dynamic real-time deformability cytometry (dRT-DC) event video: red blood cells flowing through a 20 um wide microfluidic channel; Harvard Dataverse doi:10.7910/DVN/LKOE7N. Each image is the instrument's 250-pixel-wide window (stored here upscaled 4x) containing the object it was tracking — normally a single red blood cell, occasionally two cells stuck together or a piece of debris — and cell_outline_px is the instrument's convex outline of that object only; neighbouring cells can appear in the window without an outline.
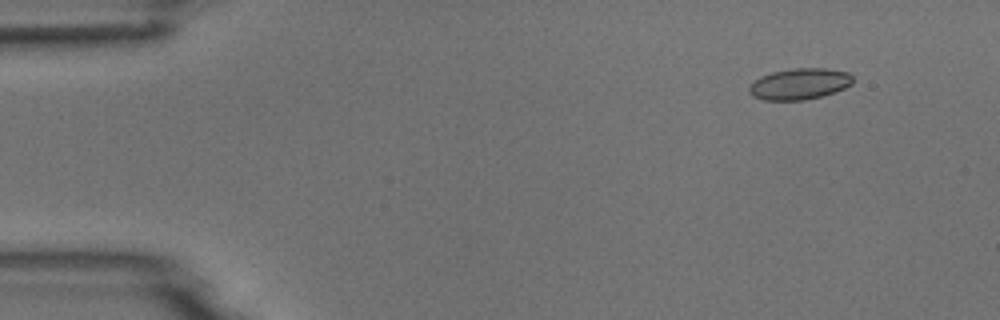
{"species": "common noctule bat (a hibernating species)", "species_latin": "Nyctalus noctula", "temperature_condition": "room temperature", "stored_images_in_passage": 6, "camera_frame_rate_fps": 3000, "um_per_image_px": 0.085, "animal": {"sex": "male", "body_mass_g": 18.8}, "frame": {"image": 1, "passage_image": 2, "time_ms": 1.0, "image_size_px": [1000, 320], "cell_outline_px": [[852, 84], [844, 88], [820, 96], [804, 100], [764, 100], [752, 96], [748, 92], [748, 88], [760, 76], [772, 72], [792, 68], [824, 68], [848, 72], [852, 76]], "centroid_in_image_um": [67.93, 7.13], "position_along_channel_um": 17.1, "area_um2": 18.73}}
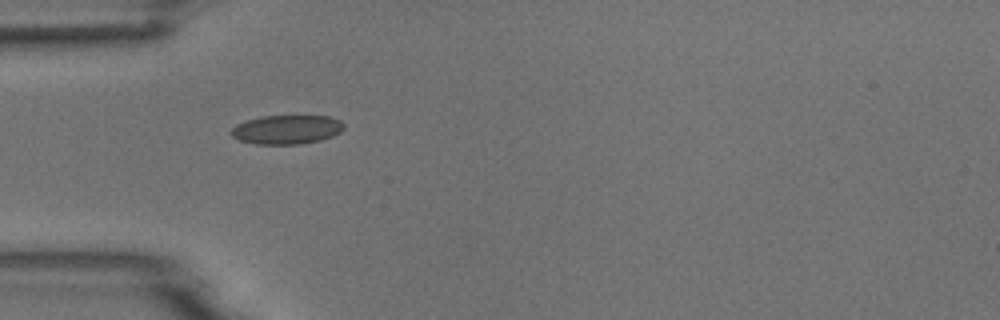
{"frame": {"image": 2, "passage_image": 5, "time_ms": 4.667, "image_size_px": [1000, 320], "cell_outline_px": [[344, 128], [340, 132], [332, 136], [320, 140], [300, 144], [256, 144], [240, 140], [232, 136], [228, 132], [236, 124], [248, 120], [264, 116], [328, 116], [340, 120], [344, 124]], "centroid_in_image_um": [24.37, 11.01], "position_along_channel_um": 60.6, "area_um2": 19.02}}